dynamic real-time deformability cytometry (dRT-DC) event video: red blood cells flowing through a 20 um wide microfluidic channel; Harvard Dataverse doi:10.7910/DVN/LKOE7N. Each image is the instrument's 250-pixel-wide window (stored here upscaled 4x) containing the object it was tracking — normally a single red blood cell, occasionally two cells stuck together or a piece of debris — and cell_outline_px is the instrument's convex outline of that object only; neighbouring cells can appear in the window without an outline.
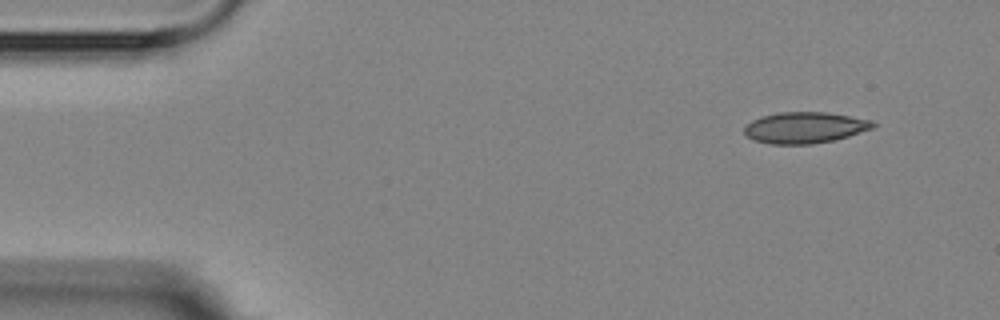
{"species": "Egyptian fruit bat (a non-hibernating species)", "species_latin": "Rousettus aegyptiacus", "temperature_condition": "room temperature", "stored_images_in_passage": 5, "camera_frame_rate_fps": 3000, "um_per_image_px": 0.085, "animal": {"sex": "female"}, "frame": {"image": 1, "passage_image": 1, "time_ms": 0.0, "image_size_px": [1000, 320], "cell_outline_px": [[876, 128], [848, 136], [832, 140], [812, 144], [768, 144], [756, 140], [748, 136], [744, 132], [744, 128], [752, 120], [760, 116], [780, 112], [828, 112], [872, 120], [876, 124]], "centroid_in_image_um": [68.44, 10.84], "position_along_channel_um": 16.6, "area_um2": 23.41}}
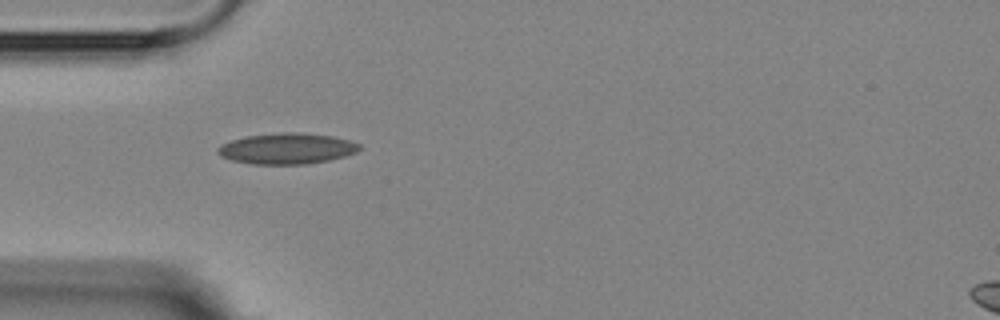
{"frame": {"image": 2, "passage_image": 4, "time_ms": 3.667, "image_size_px": [1000, 320], "cell_outline_px": [[360, 148], [356, 152], [344, 156], [328, 160], [308, 164], [252, 164], [232, 160], [220, 156], [216, 152], [216, 148], [220, 144], [244, 136], [280, 132], [300, 132], [332, 136], [348, 140], [360, 144]], "centroid_in_image_um": [24.34, 12.62], "position_along_channel_um": 60.7, "area_um2": 25.61}}
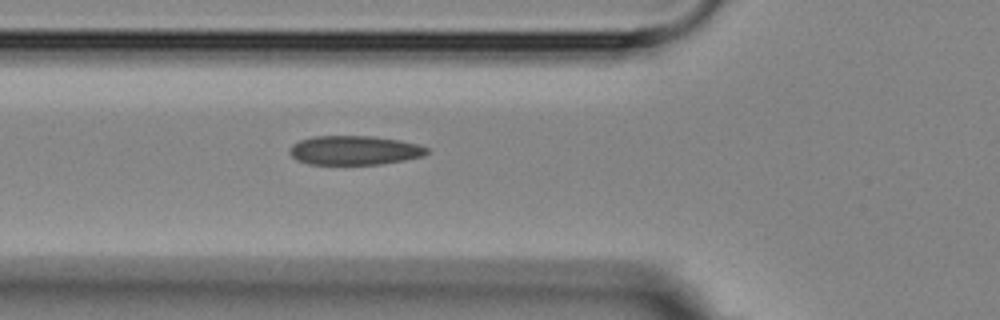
{"frame": {"image": 3, "passage_image": 5, "time_ms": 4.667, "image_size_px": [1000, 320], "cell_outline_px": [[428, 152], [424, 156], [404, 160], [380, 164], [308, 164], [296, 160], [288, 152], [292, 144], [300, 140], [312, 136], [372, 136], [400, 140], [416, 144], [428, 148]], "centroid_in_image_um": [30.1, 12.77], "position_along_channel_um": 95.7, "area_um2": 23.35}}